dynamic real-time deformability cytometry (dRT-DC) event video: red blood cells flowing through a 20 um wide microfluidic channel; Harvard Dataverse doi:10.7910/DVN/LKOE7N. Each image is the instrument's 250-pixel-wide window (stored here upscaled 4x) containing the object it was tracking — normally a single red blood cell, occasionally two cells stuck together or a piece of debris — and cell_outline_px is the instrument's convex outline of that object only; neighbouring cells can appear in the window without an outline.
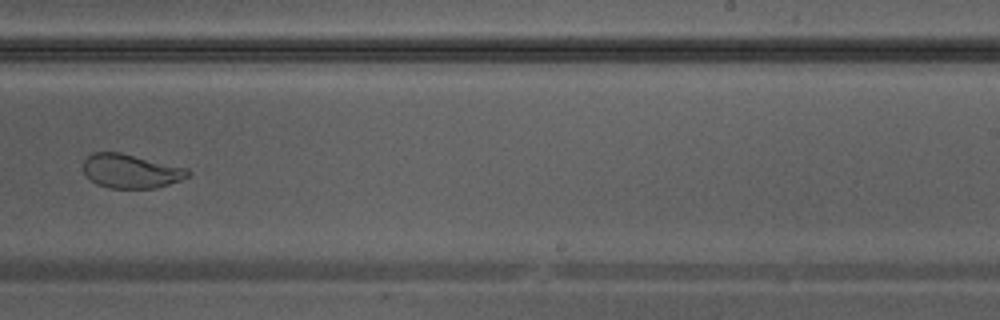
{"species": "Egyptian fruit bat (a non-hibernating species)", "species_latin": "Rousettus aegyptiacus", "temperature_condition": "warm", "stored_images_in_passage": 30, "camera_frame_rate_fps": 3000, "um_per_image_px": 0.085, "animal": {"sex": "male"}, "frame": {"image": 1, "passage_image": 18, "time_ms": 5.667, "image_size_px": [1000, 320], "cell_outline_px": [[192, 172], [188, 176], [180, 180], [156, 188], [108, 188], [96, 184], [84, 172], [84, 160], [92, 152], [120, 152], [188, 168]], "centroid_in_image_um": [11.14, 14.54], "position_along_channel_um": 277.9, "area_um2": 20.69}}